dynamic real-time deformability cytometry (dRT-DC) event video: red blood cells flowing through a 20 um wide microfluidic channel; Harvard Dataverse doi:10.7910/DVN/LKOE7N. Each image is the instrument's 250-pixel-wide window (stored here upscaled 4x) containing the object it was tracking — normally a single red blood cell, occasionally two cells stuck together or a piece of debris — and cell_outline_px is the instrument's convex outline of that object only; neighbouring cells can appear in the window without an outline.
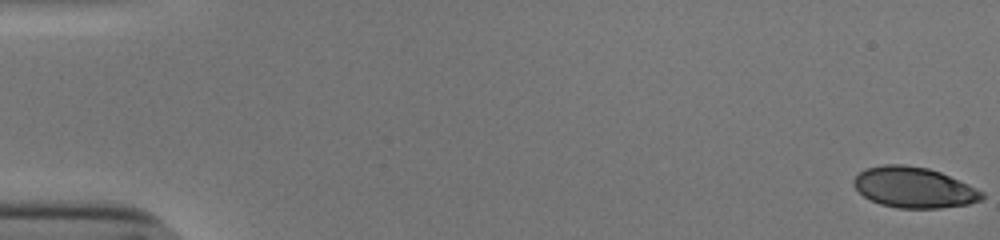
{"species": "human", "species_latin": "Homo sapiens", "temperature_condition": "cold", "stored_images_in_passage": 54, "camera_frame_rate_fps": 3000, "um_per_image_px": 0.085, "donor": {"sex": "male"}, "frame": {"image": 1, "passage_image": 1, "time_ms": 0.0, "image_size_px": [1000, 240], "cell_outline_px": [[984, 196], [980, 200], [968, 204], [940, 208], [896, 208], [880, 204], [864, 196], [852, 184], [852, 180], [864, 168], [884, 164], [904, 164], [928, 168], [940, 172], [968, 184], [984, 192]], "centroid_in_image_um": [77.66, 15.93], "position_along_channel_um": 7.3, "area_um2": 30.4}}
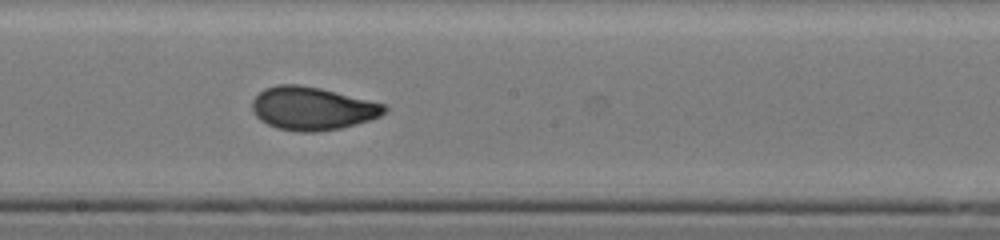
{"frame": {"image": 2, "passage_image": 31, "time_ms": 10.0, "image_size_px": [1000, 240], "cell_outline_px": [[388, 108], [380, 116], [356, 124], [340, 128], [316, 132], [300, 132], [276, 128], [260, 120], [256, 116], [252, 108], [252, 100], [264, 88], [276, 84], [296, 84], [320, 88], [384, 104]], "centroid_in_image_um": [26.51, 9.22], "position_along_channel_um": 221.7, "area_um2": 33.06}}
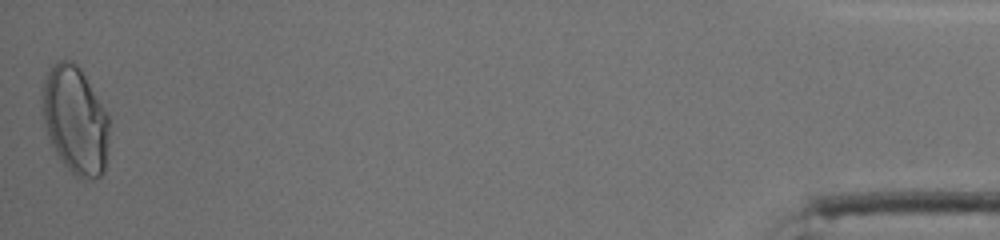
{"frame": {"image": 3, "passage_image": 54, "time_ms": 17.667, "image_size_px": [1000, 240], "cell_outline_px": [[108, 140], [104, 172], [100, 176], [84, 180], [80, 180], [64, 164], [56, 152], [48, 136], [44, 120], [40, 96], [40, 88], [48, 72], [60, 60], [72, 60], [80, 68], [108, 116]], "centroid_in_image_um": [6.37, 10.22], "position_along_channel_um": 428.8, "area_um2": 41.62}, "authors_computed_cell_mechanics": {"area_um2": 32.5992, "velocity_mm_per_s": 3.8535, "shape_relaxation_time_tau1_ms": 11.0369, "shape_relaxation_time_tau2_ms": 0.8958, "deformation_change_tau1": 0.2747, "deformation_change_tau2": 0.0495}}